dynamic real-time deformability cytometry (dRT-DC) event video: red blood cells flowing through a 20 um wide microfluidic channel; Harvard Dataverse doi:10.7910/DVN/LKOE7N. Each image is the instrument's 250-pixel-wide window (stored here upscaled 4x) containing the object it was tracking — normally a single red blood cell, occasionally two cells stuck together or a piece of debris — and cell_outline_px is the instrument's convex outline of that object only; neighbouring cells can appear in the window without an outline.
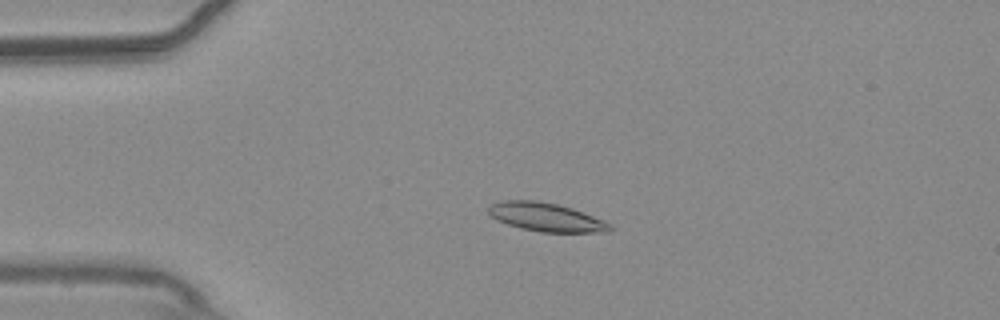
{"species": "common noctule bat (a hibernating species)", "species_latin": "Nyctalus noctula", "temperature_condition": "warm", "stored_images_in_passage": 54, "camera_frame_rate_fps": 3000, "um_per_image_px": 0.085, "animal": {"sex": "male", "body_mass_g": 20.4}, "frame": {"image": 1, "passage_image": 12, "time_ms": 3.667, "image_size_px": [1000, 320], "cell_outline_px": [[616, 228], [608, 232], [540, 232], [520, 228], [496, 220], [488, 212], [488, 208], [492, 204], [500, 200], [536, 200], [556, 204], [572, 208], [604, 220], [612, 224]], "centroid_in_image_um": [46.45, 18.46], "position_along_channel_um": 38.6, "area_um2": 20.35}}
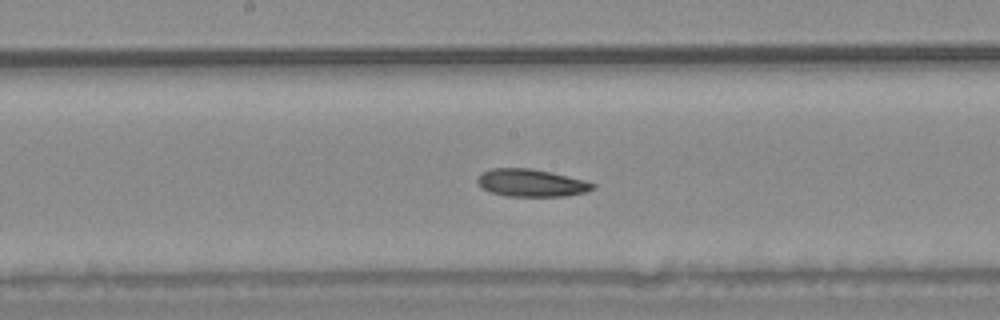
{"frame": {"image": 2, "passage_image": 28, "time_ms": 9.0, "image_size_px": [1000, 320], "cell_outline_px": [[596, 188], [584, 192], [564, 196], [504, 196], [488, 192], [480, 188], [476, 180], [484, 172], [492, 168], [532, 168], [584, 180], [596, 184]], "centroid_in_image_um": [45.12, 15.55], "position_along_channel_um": 203.1, "area_um2": 18.5}}
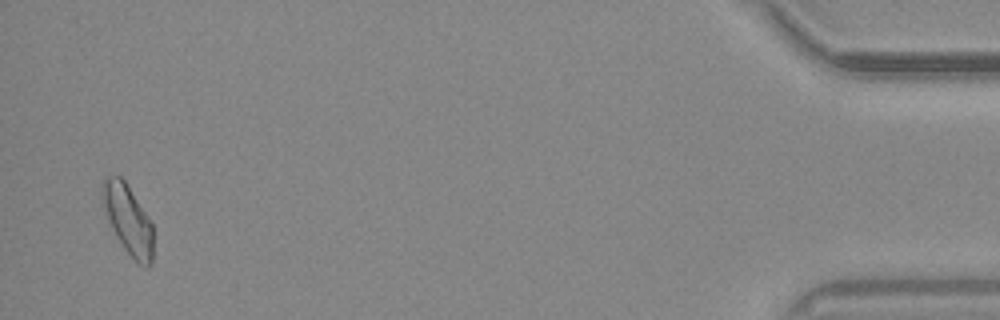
{"frame": {"image": 3, "passage_image": 53, "time_ms": 17.333, "image_size_px": [1000, 320], "cell_outline_px": [[152, 264], [148, 268], [140, 264], [124, 248], [116, 236], [100, 204], [100, 184], [108, 176], [120, 176], [124, 180], [152, 224]], "centroid_in_image_um": [10.82, 18.63], "position_along_channel_um": 424.4, "area_um2": 20.4}, "authors_computed_cell_mechanics": {"area_um2": 19.3341, "velocity_mm_per_s": 3.6699, "shape_relaxation_time_tau1_ms": null, "shape_relaxation_time_tau2_ms": 3.198, "deformation_change_tau1": null, "deformation_change_tau2": 0.0995}}